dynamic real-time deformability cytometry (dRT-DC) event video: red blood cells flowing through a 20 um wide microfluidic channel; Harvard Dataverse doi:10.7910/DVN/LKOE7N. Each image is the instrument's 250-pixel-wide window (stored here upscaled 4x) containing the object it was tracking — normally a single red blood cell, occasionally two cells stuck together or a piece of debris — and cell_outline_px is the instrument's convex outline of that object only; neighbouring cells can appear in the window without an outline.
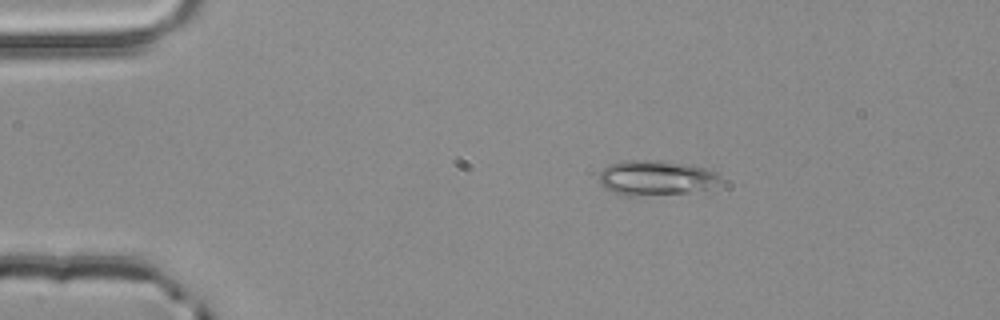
{"species": "common noctule bat (a hibernating species)", "species_latin": "Nyctalus noctula", "temperature_condition": "room temperature", "stored_images_in_passage": 2, "camera_frame_rate_fps": 3000, "um_per_image_px": 0.085, "animal": {"sex": "male", "body_mass_g": 20.4}, "frame": {"image": 1, "passage_image": 1, "time_ms": 0.0, "image_size_px": [1000, 320], "cell_outline_px": [[724, 180], [708, 188], [688, 192], [632, 196], [620, 196], [604, 188], [600, 184], [600, 172], [608, 164], [620, 160], [664, 160], [696, 164], [716, 172]], "centroid_in_image_um": [55.75, 15.09], "position_along_channel_um": 29.2, "area_um2": 25.26}}